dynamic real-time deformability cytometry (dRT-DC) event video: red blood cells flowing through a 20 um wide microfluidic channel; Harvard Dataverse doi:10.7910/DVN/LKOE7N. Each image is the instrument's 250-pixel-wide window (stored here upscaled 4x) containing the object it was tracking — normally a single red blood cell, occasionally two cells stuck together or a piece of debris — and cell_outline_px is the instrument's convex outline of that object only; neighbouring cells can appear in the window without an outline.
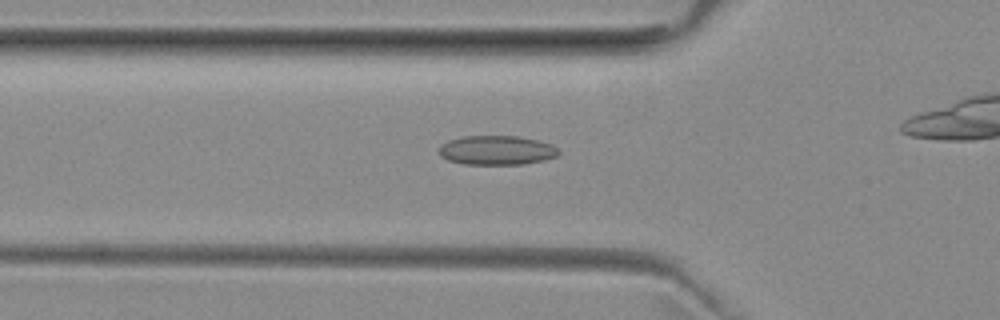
{"species": "common noctule bat (a hibernating species)", "species_latin": "Nyctalus noctula", "temperature_condition": "room temperature", "stored_images_in_passage": 40, "camera_frame_rate_fps": 3000, "um_per_image_px": 0.085, "animal": {"sex": "female", "body_mass_g": 29.2, "forearm_length_mm": 56.3}, "frame": {"image": 1, "passage_image": 16, "time_ms": 5.0, "image_size_px": [1000, 320], "cell_outline_px": [[560, 152], [556, 156], [544, 160], [524, 164], [464, 164], [448, 160], [440, 156], [436, 152], [440, 144], [448, 140], [464, 136], [516, 136], [536, 140], [552, 144]], "centroid_in_image_um": [42.16, 12.77], "position_along_channel_um": 83.6, "area_um2": 20.52}}
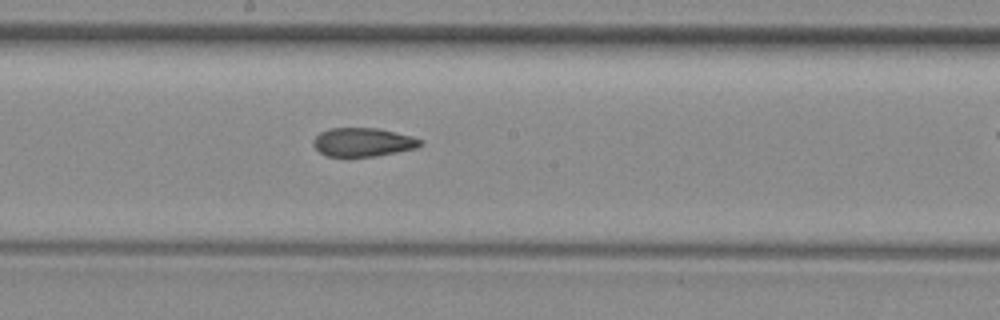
{"frame": {"image": 2, "passage_image": 26, "time_ms": 8.333, "image_size_px": [1000, 320], "cell_outline_px": [[424, 144], [416, 148], [376, 156], [328, 156], [320, 152], [312, 144], [312, 140], [320, 132], [328, 128], [376, 128], [412, 136], [420, 140]], "centroid_in_image_um": [30.83, 12.08], "position_along_channel_um": 217.4, "area_um2": 17.74}}
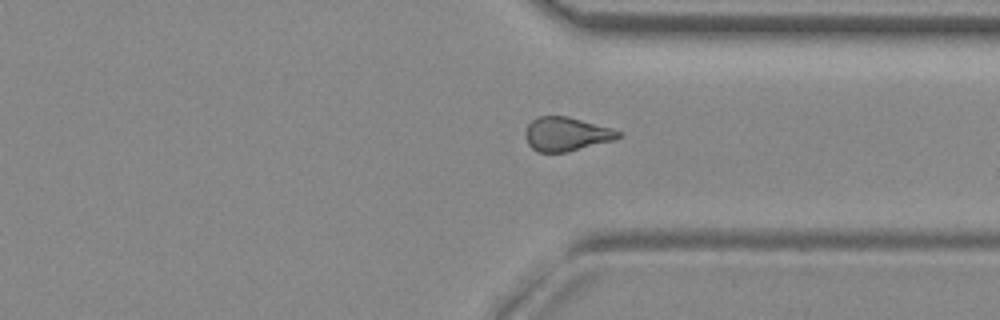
{"frame": {"image": 3, "passage_image": 37, "time_ms": 12.0, "image_size_px": [1000, 320], "cell_outline_px": [[620, 136], [612, 140], [568, 152], [540, 152], [532, 148], [528, 144], [524, 136], [524, 132], [528, 124], [536, 116], [568, 116], [612, 128], [620, 132]], "centroid_in_image_um": [48.09, 11.39], "position_along_channel_um": 363.3, "area_um2": 18.32}}